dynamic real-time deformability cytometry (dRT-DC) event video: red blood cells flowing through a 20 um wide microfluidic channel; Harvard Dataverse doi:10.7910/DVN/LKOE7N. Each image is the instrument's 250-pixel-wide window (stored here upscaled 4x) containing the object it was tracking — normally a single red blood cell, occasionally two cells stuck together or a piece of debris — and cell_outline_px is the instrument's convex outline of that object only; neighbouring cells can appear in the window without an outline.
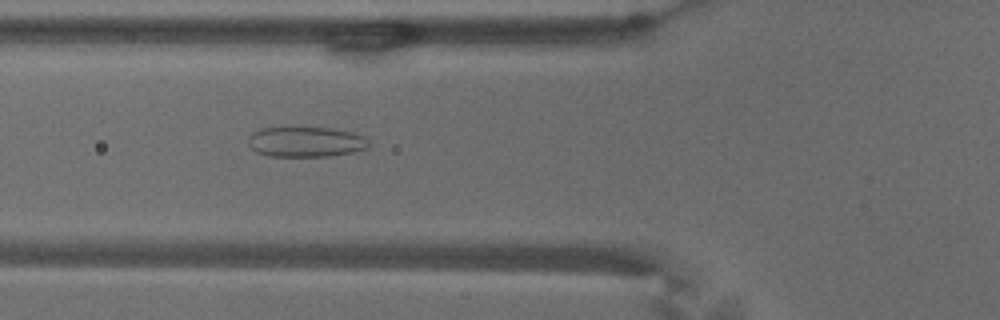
{"species": "common noctule bat (a hibernating species)", "species_latin": "Nyctalus noctula", "temperature_condition": "warm", "stored_images_in_passage": 55, "camera_frame_rate_fps": 3000, "um_per_image_px": 0.085, "animal": {"sex": "male", "body_mass_g": 18.8}, "frame": {"image": 1, "passage_image": 20, "time_ms": 6.333, "image_size_px": [1000, 320], "cell_outline_px": [[368, 148], [352, 152], [332, 156], [268, 156], [256, 152], [248, 144], [248, 136], [252, 132], [260, 128], [292, 124], [332, 128], [352, 132], [364, 136], [368, 140]], "centroid_in_image_um": [25.93, 12.0], "position_along_channel_um": 99.9, "area_um2": 22.31}}
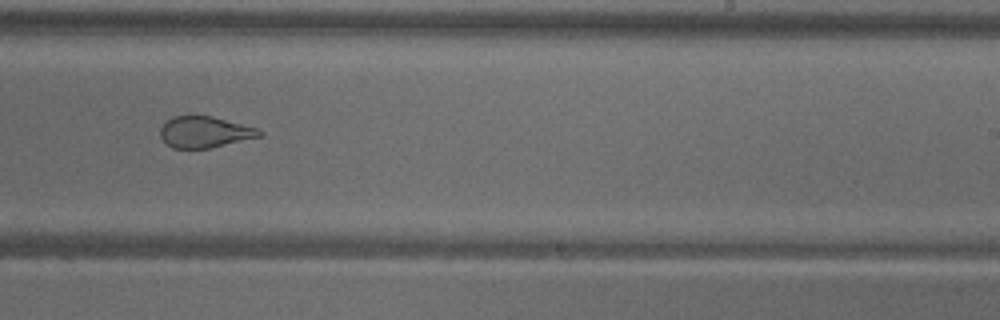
{"frame": {"image": 2, "passage_image": 34, "time_ms": 11.0, "image_size_px": [1000, 320], "cell_outline_px": [[264, 136], [208, 148], [172, 148], [160, 136], [160, 128], [172, 116], [212, 116], [260, 128], [264, 132]], "centroid_in_image_um": [17.47, 11.22], "position_along_channel_um": 271.5, "area_um2": 18.09}}
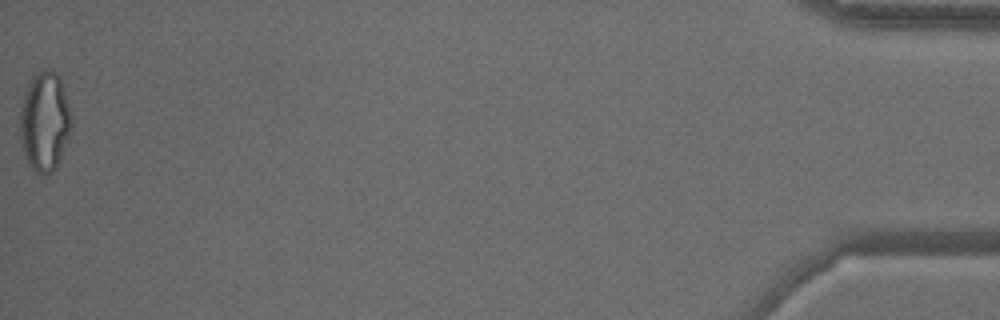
{"frame": {"image": 3, "passage_image": 55, "time_ms": 18.0, "image_size_px": [1000, 320], "cell_outline_px": [[72, 128], [56, 168], [52, 172], [44, 176], [36, 176], [28, 164], [24, 156], [20, 136], [20, 108], [24, 92], [28, 84], [44, 68], [52, 68], [60, 76], [68, 104], [72, 120]], "centroid_in_image_um": [3.79, 10.37], "position_along_channel_um": 431.4, "area_um2": 30.17}, "authors_computed_cell_mechanics": {"area_um2": 24.3338, "velocity_mm_per_s": 3.6701, "shape_relaxation_time_tau1_ms": null, "shape_relaxation_time_tau2_ms": 1.0586, "deformation_change_tau1": null, "deformation_change_tau2": 0.0883}}